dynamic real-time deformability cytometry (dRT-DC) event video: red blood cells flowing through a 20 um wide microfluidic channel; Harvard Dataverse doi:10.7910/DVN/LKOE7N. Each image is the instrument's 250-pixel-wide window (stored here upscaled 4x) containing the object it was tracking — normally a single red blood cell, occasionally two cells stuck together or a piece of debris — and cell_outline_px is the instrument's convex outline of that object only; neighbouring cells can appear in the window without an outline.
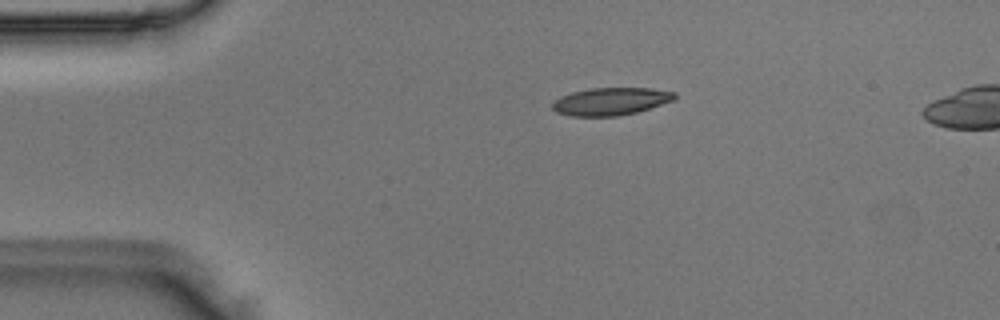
{"species": "Egyptian fruit bat (a non-hibernating species)", "species_latin": "Rousettus aegyptiacus", "temperature_condition": "room temperature", "stored_images_in_passage": 42, "camera_frame_rate_fps": 3000, "um_per_image_px": 0.085, "animal": {"sex": "male"}, "frame": {"image": 1, "passage_image": 1, "time_ms": 0.0, "image_size_px": [1000, 320], "cell_outline_px": [[676, 100], [636, 112], [616, 116], [568, 116], [556, 112], [552, 108], [552, 104], [560, 96], [572, 92], [592, 88], [652, 88], [676, 92]], "centroid_in_image_um": [51.93, 8.61], "position_along_channel_um": 33.1, "area_um2": 19.71}}
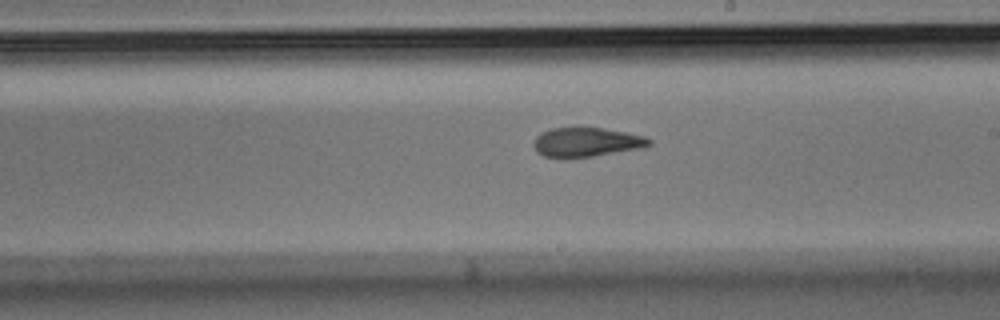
{"frame": {"image": 2, "passage_image": 20, "time_ms": 6.333, "image_size_px": [1000, 320], "cell_outline_px": [[652, 144], [640, 148], [592, 156], [544, 156], [536, 152], [532, 144], [536, 136], [540, 132], [552, 128], [604, 128], [644, 136], [652, 140]], "centroid_in_image_um": [49.83, 12.06], "position_along_channel_um": 239.2, "area_um2": 19.25}}
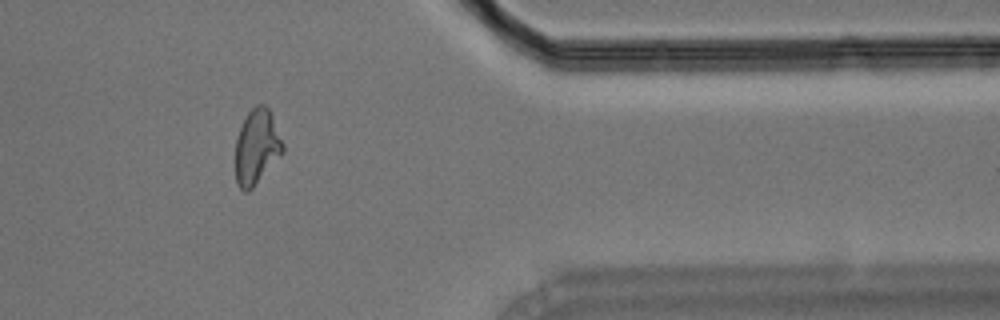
{"frame": {"image": 3, "passage_image": 33, "time_ms": 10.667, "image_size_px": [1000, 320], "cell_outline_px": [[284, 152], [252, 188], [248, 192], [244, 192], [236, 184], [236, 140], [240, 128], [248, 112], [256, 104], [264, 104], [272, 112], [284, 144]], "centroid_in_image_um": [21.84, 12.47], "position_along_channel_um": 389.6, "area_um2": 20.81}}